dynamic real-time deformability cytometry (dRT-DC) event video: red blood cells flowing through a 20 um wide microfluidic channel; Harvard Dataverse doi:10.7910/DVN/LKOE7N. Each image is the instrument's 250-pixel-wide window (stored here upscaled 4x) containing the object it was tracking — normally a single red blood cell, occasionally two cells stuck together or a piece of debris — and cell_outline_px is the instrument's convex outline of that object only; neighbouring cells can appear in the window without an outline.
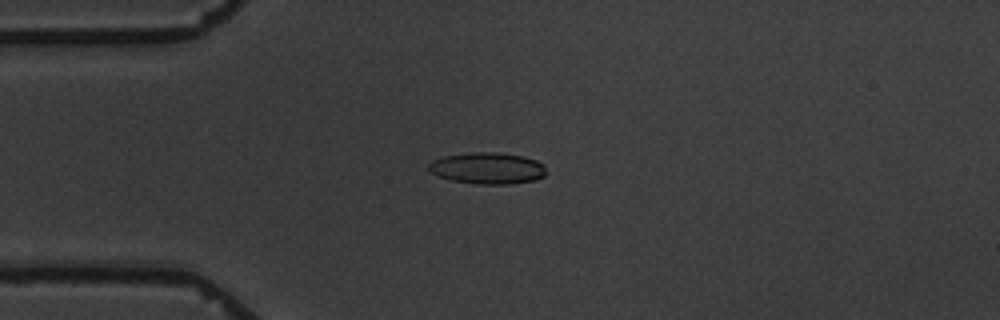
{"species": "common noctule bat (a hibernating species)", "species_latin": "Nyctalus noctula", "temperature_condition": "warm", "stored_images_in_passage": 10, "camera_frame_rate_fps": 3000, "um_per_image_px": 0.085, "animal": {"sex": "male", "body_mass_g": 19.5, "forearm_length_mm": 54.6}, "frame": {"image": 1, "passage_image": 4, "time_ms": 3.333, "image_size_px": [1000, 320], "cell_outline_px": [[544, 176], [536, 180], [508, 184], [480, 184], [452, 180], [440, 176], [432, 172], [428, 168], [428, 164], [432, 160], [444, 156], [472, 152], [496, 152], [524, 156], [536, 160], [544, 164]], "centroid_in_image_um": [41.45, 14.29], "position_along_channel_um": 43.5, "area_um2": 21.44}}
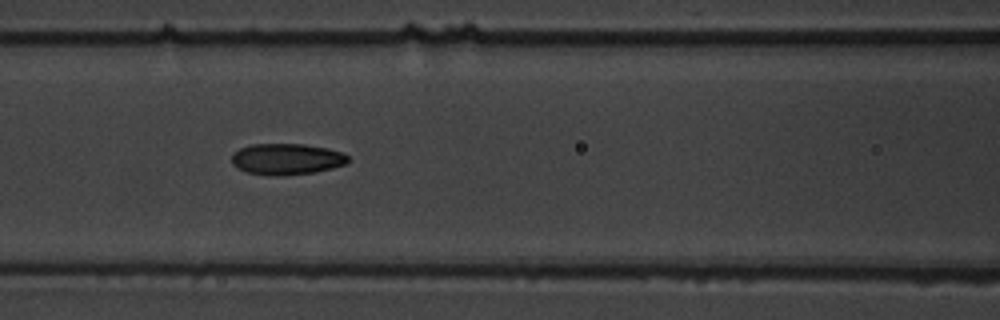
{"frame": {"image": 2, "passage_image": 7, "time_ms": 6.667, "image_size_px": [1000, 320], "cell_outline_px": [[352, 160], [344, 164], [332, 168], [312, 172], [284, 176], [268, 176], [248, 172], [236, 168], [232, 164], [232, 152], [240, 148], [252, 144], [304, 144], [328, 148], [340, 152], [348, 156]], "centroid_in_image_um": [24.34, 13.52], "position_along_channel_um": 142.3, "area_um2": 21.33}}
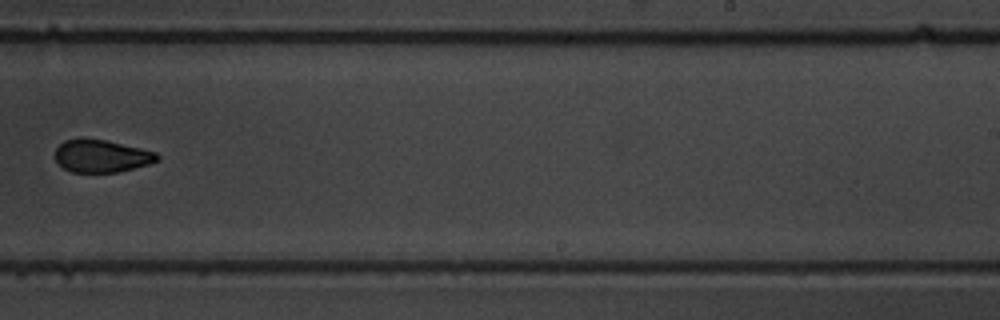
{"frame": {"image": 3, "passage_image": 10, "time_ms": 10.667, "image_size_px": [1000, 320], "cell_outline_px": [[160, 160], [148, 164], [120, 172], [72, 172], [64, 168], [56, 160], [56, 148], [64, 140], [80, 136], [84, 136], [108, 140], [156, 152], [160, 156]], "centroid_in_image_um": [8.62, 13.23], "position_along_channel_um": 280.4, "area_um2": 19.77}}